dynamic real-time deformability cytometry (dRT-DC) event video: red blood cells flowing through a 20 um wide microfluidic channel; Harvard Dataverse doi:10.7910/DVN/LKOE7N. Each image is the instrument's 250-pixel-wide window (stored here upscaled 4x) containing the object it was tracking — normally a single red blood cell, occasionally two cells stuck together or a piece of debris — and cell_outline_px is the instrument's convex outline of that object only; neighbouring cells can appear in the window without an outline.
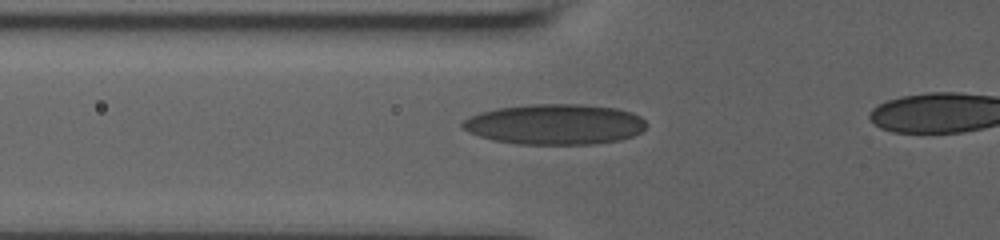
{"species": "human", "species_latin": "Homo sapiens", "temperature_condition": "room temperature", "stored_images_in_passage": 41, "camera_frame_rate_fps": 3000, "um_per_image_px": 0.085, "donor": {"sex": "male"}, "frame": {"image": 1, "passage_image": 13, "time_ms": 4.0, "image_size_px": [1000, 240], "cell_outline_px": [[644, 128], [640, 132], [632, 136], [620, 140], [592, 144], [516, 144], [492, 140], [468, 132], [460, 124], [464, 120], [480, 112], [496, 108], [528, 104], [580, 104], [616, 108], [632, 112], [640, 116], [644, 120]], "centroid_in_image_um": [47.15, 10.56], "position_along_channel_um": 78.7, "area_um2": 43.35}}
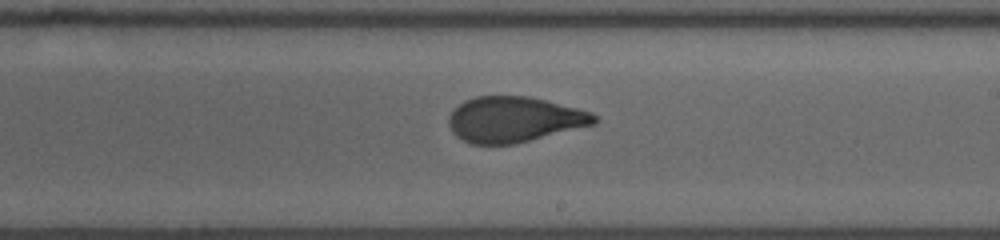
{"frame": {"image": 2, "passage_image": 26, "time_ms": 8.333, "image_size_px": [1000, 240], "cell_outline_px": [[600, 120], [596, 124], [512, 144], [472, 144], [456, 136], [452, 132], [448, 124], [448, 116], [464, 100], [476, 96], [528, 96], [592, 112]], "centroid_in_image_um": [43.7, 10.15], "position_along_channel_um": 245.3, "area_um2": 38.38}}
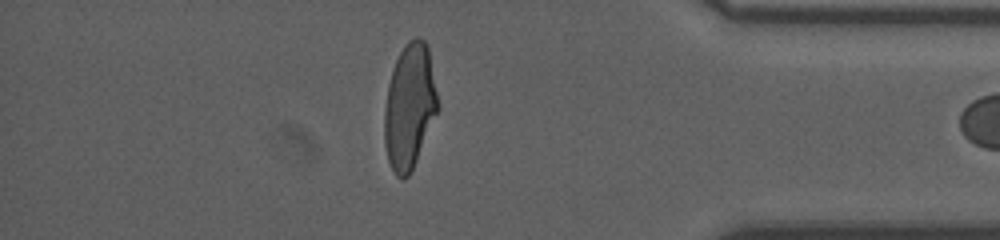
{"frame": {"image": 3, "passage_image": 40, "time_ms": 13.0, "image_size_px": [1000, 240], "cell_outline_px": [[440, 108], [416, 160], [408, 176], [404, 180], [400, 180], [396, 176], [388, 160], [384, 144], [384, 112], [388, 84], [392, 68], [400, 52], [408, 40], [416, 36], [420, 36], [428, 44], [440, 104]], "centroid_in_image_um": [34.83, 9.01], "position_along_channel_um": 400.4, "area_um2": 39.42}}